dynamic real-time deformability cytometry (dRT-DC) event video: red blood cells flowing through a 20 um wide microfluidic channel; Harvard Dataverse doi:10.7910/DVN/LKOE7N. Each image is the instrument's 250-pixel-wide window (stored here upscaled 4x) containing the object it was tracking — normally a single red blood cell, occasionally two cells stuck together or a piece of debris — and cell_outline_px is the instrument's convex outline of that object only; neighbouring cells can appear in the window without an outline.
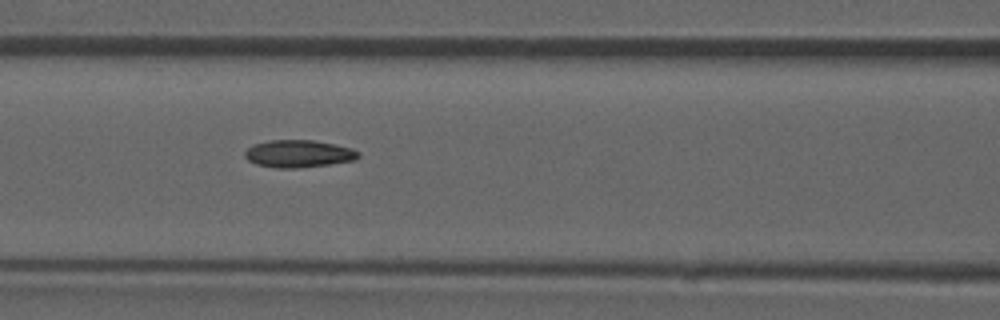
{"species": "common noctule bat (a hibernating species)", "species_latin": "Nyctalus noctula", "temperature_condition": "room temperature", "stored_images_in_passage": 53, "camera_frame_rate_fps": 3000, "um_per_image_px": 0.085, "animal": {"sex": "male", "forearm_length_mm": 52.5}, "frame": {"image": 1, "passage_image": 23, "time_ms": 7.333, "image_size_px": [1000, 320], "cell_outline_px": [[360, 156], [356, 160], [328, 164], [296, 168], [276, 168], [256, 164], [248, 160], [244, 156], [244, 152], [248, 148], [256, 144], [272, 140], [312, 140], [352, 148], [360, 152]], "centroid_in_image_um": [25.39, 13.07], "position_along_channel_um": 141.2, "area_um2": 17.98}, "authors_computed_cell_mechanics": {"area_um2": 17.8024, "velocity_mm_per_s": 3.8736, "shape_relaxation_time_tau1_ms": null, "shape_relaxation_time_tau2_ms": 5.7913, "deformation_change_tau1": null, "deformation_change_tau2": 0.1231}}